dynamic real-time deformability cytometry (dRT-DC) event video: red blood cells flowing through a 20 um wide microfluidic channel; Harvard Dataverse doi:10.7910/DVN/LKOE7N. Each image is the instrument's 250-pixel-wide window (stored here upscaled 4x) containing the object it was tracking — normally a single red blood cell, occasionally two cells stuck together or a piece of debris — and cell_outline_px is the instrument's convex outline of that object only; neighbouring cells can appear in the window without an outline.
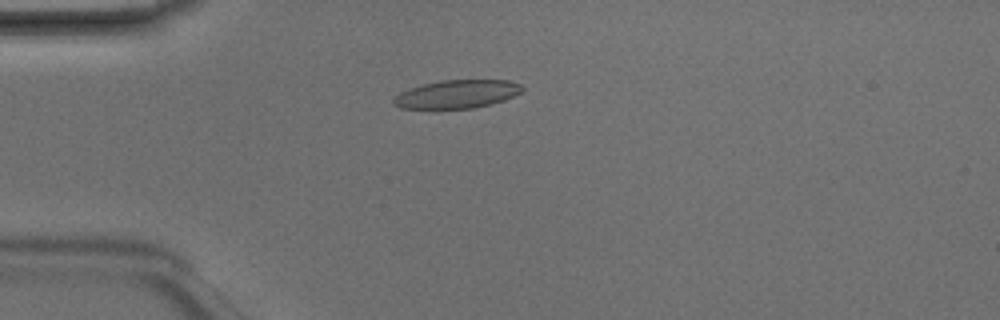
{"species": "Egyptian fruit bat (a non-hibernating species)", "species_latin": "Rousettus aegyptiacus", "temperature_condition": "room temperature", "stored_images_in_passage": 2, "camera_frame_rate_fps": 3000, "um_per_image_px": 0.085, "animal": {"sex": "male"}, "frame": {"image": 1, "passage_image": 2, "time_ms": 0.333, "image_size_px": [1000, 320], "cell_outline_px": [[524, 88], [520, 92], [504, 100], [472, 108], [400, 108], [392, 104], [392, 100], [400, 92], [424, 84], [440, 80], [508, 80], [520, 84]], "centroid_in_image_um": [38.83, 7.99], "position_along_channel_um": 46.2, "area_um2": 20.87}}